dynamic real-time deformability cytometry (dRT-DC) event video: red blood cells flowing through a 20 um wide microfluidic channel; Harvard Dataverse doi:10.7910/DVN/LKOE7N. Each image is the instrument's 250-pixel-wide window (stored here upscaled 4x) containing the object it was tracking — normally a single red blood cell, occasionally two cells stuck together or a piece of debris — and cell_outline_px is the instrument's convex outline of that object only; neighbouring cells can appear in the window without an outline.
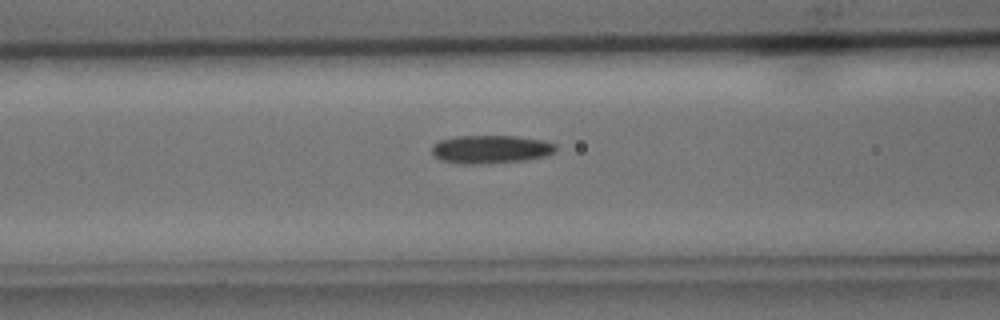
{"species": "common noctule bat (a hibernating species)", "species_latin": "Nyctalus noctula", "temperature_condition": "cold", "stored_images_in_passage": 38, "camera_frame_rate_fps": 3000, "um_per_image_px": 0.085, "animal": {"sex": "male", "body_mass_g": 15.6}, "frame": {"image": 1, "passage_image": 13, "time_ms": 4.0, "image_size_px": [1000, 320], "cell_outline_px": [[556, 148], [552, 152], [544, 156], [524, 160], [480, 164], [460, 164], [440, 160], [432, 156], [432, 144], [440, 140], [456, 136], [516, 136], [544, 140], [556, 144]], "centroid_in_image_um": [41.65, 12.69], "position_along_channel_um": 124.9, "area_um2": 20.46}}
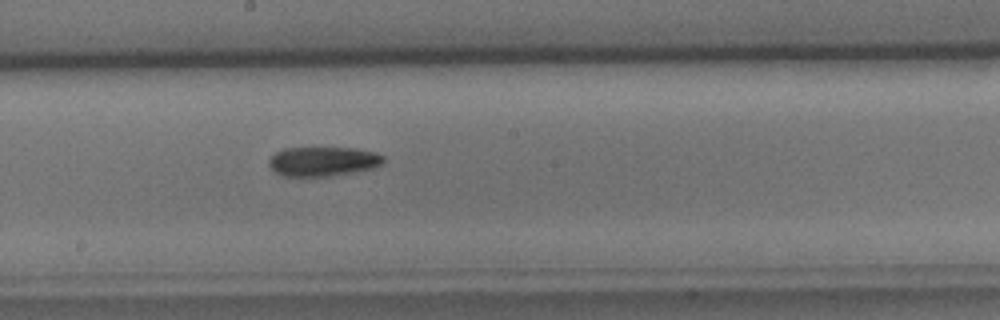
{"frame": {"image": 2, "passage_image": 20, "time_ms": 6.333, "image_size_px": [1000, 320], "cell_outline_px": [[384, 160], [380, 164], [372, 168], [352, 172], [328, 176], [284, 176], [276, 172], [268, 164], [268, 160], [276, 152], [284, 148], [356, 148], [376, 152], [384, 156]], "centroid_in_image_um": [27.45, 13.71], "position_along_channel_um": 220.8, "area_um2": 19.48}}
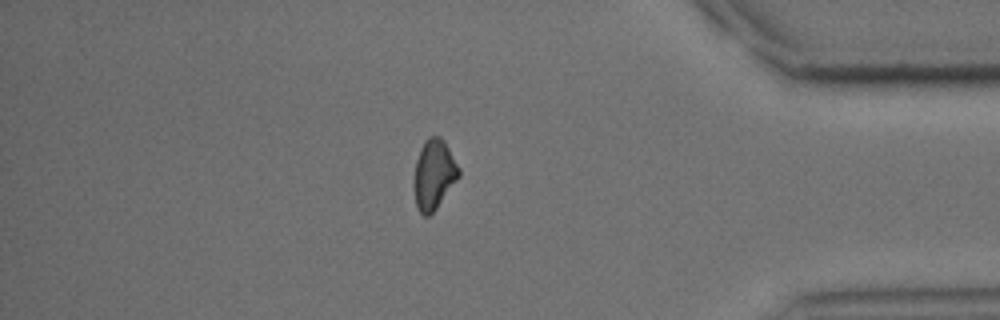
{"frame": {"image": 3, "passage_image": 35, "time_ms": 11.333, "image_size_px": [1000, 320], "cell_outline_px": [[460, 176], [436, 208], [428, 216], [424, 216], [416, 208], [412, 184], [412, 180], [416, 160], [420, 148], [424, 140], [428, 136], [440, 136], [444, 140], [460, 168]], "centroid_in_image_um": [36.85, 14.82], "position_along_channel_um": 398.4, "area_um2": 18.61}, "authors_computed_cell_mechanics": {"area_um2": 18.6694, "velocity_mm_per_s": 4.1056, "shape_relaxation_time_tau1_ms": 6.0795, "shape_relaxation_time_tau2_ms": null, "deformation_change_tau1": 0.1659, "deformation_change_tau2": null}}